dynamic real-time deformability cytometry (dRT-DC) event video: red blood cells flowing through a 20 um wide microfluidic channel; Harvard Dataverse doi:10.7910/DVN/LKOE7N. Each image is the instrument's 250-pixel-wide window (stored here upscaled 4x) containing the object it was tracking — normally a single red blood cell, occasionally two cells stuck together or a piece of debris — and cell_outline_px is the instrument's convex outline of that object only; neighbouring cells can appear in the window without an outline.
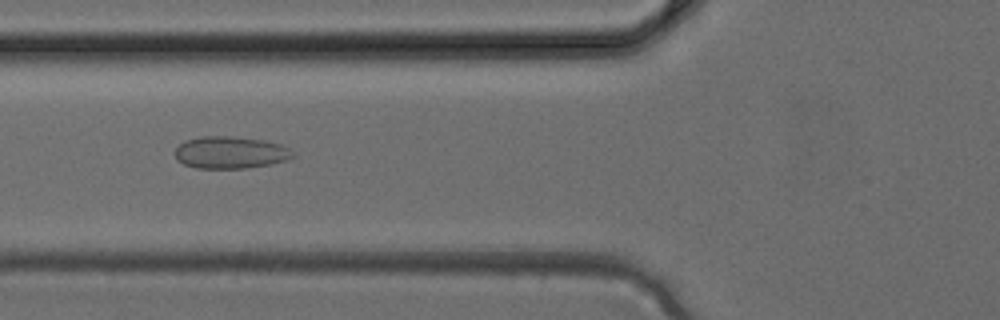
{"species": "common noctule bat (a hibernating species)", "species_latin": "Nyctalus noctula", "temperature_condition": "cold", "stored_images_in_passage": 3, "camera_frame_rate_fps": 3000, "um_per_image_px": 0.085, "animal": {"sex": "female", "body_mass_g": 24.6, "forearm_length_mm": 56.2}, "frame": {"image": 1, "passage_image": 3, "time_ms": 0.667, "image_size_px": [1000, 320], "cell_outline_px": [[296, 156], [288, 160], [272, 164], [244, 168], [196, 168], [184, 164], [176, 160], [172, 152], [184, 140], [200, 136], [232, 136], [264, 140], [280, 144], [296, 152]], "centroid_in_image_um": [19.58, 12.96], "position_along_channel_um": 106.2, "area_um2": 22.48}}